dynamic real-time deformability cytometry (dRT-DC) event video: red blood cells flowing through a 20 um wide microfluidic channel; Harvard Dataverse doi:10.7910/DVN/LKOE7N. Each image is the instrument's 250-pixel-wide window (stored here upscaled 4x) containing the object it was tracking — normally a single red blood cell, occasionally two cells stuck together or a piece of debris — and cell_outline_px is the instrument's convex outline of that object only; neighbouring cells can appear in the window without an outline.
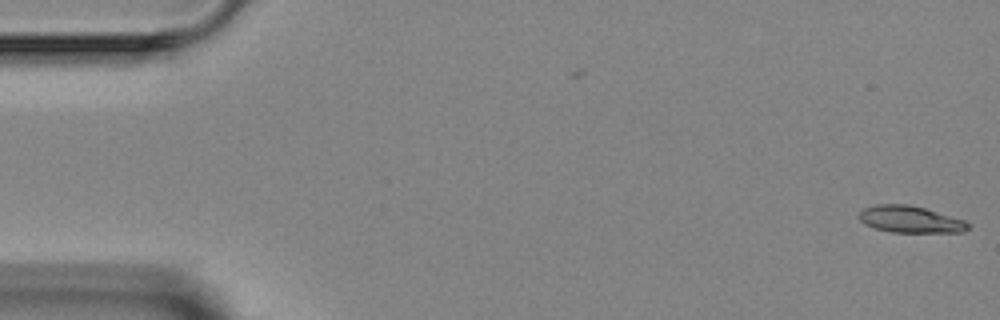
{"species": "Egyptian fruit bat (a non-hibernating species)", "species_latin": "Rousettus aegyptiacus", "temperature_condition": "room temperature", "stored_images_in_passage": 5, "camera_frame_rate_fps": 3000, "um_per_image_px": 0.085, "animal": {"sex": "female"}, "frame": {"image": 1, "passage_image": 1, "time_ms": 0.0, "image_size_px": [1000, 320], "cell_outline_px": [[972, 224], [964, 232], [892, 232], [876, 228], [864, 224], [856, 216], [864, 208], [876, 204], [908, 204], [924, 208], [964, 220]], "centroid_in_image_um": [77.36, 18.64], "position_along_channel_um": 7.6, "area_um2": 16.99}}
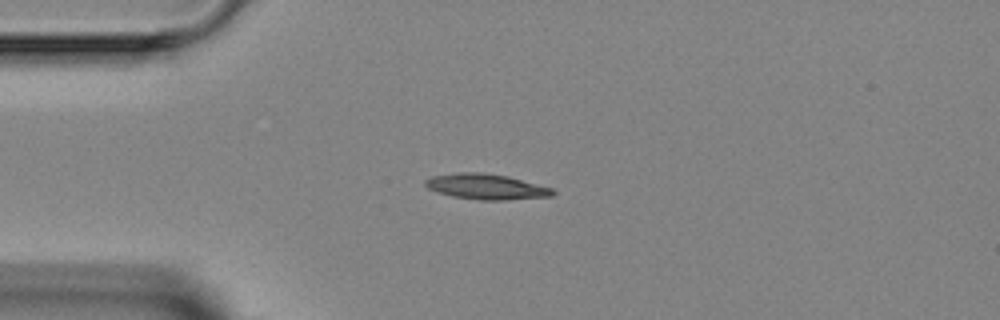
{"frame": {"image": 2, "passage_image": 4, "time_ms": 3.667, "image_size_px": [1000, 320], "cell_outline_px": [[556, 192], [552, 196], [504, 200], [480, 200], [452, 196], [428, 188], [424, 184], [424, 180], [432, 176], [456, 172], [484, 172], [508, 176], [552, 188]], "centroid_in_image_um": [41.32, 15.85], "position_along_channel_um": 43.7, "area_um2": 18.9}}